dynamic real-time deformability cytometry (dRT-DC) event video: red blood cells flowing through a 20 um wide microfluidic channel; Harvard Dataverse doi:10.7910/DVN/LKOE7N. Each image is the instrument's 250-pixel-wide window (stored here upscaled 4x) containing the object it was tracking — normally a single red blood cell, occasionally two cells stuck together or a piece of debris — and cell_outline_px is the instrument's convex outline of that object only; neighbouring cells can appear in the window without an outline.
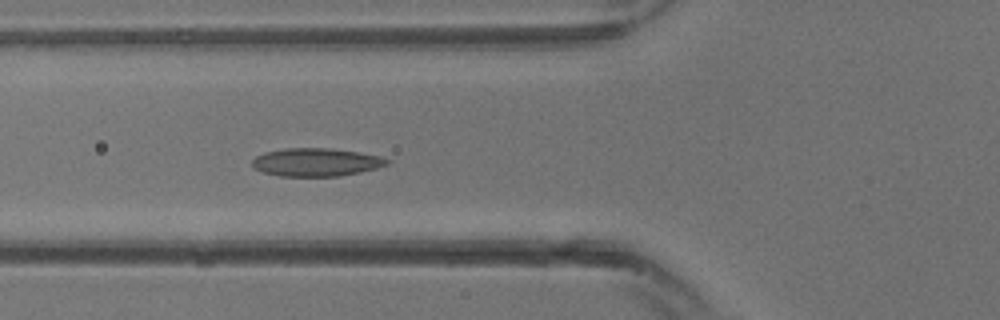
{"species": "common noctule bat (a hibernating species)", "species_latin": "Nyctalus noctula", "temperature_condition": "warm", "stored_images_in_passage": 12, "camera_frame_rate_fps": 3000, "um_per_image_px": 0.085, "animal": {"sex": "male", "body_mass_g": 13.3}, "frame": {"image": 1, "passage_image": 12, "time_ms": 3.667, "image_size_px": [1000, 320], "cell_outline_px": [[388, 160], [384, 164], [372, 168], [356, 172], [336, 176], [284, 176], [264, 172], [256, 168], [252, 164], [252, 160], [268, 152], [292, 148], [320, 148], [352, 152], [376, 156]], "centroid_in_image_um": [26.78, 13.8], "position_along_channel_um": 99.0, "area_um2": 20.69}}